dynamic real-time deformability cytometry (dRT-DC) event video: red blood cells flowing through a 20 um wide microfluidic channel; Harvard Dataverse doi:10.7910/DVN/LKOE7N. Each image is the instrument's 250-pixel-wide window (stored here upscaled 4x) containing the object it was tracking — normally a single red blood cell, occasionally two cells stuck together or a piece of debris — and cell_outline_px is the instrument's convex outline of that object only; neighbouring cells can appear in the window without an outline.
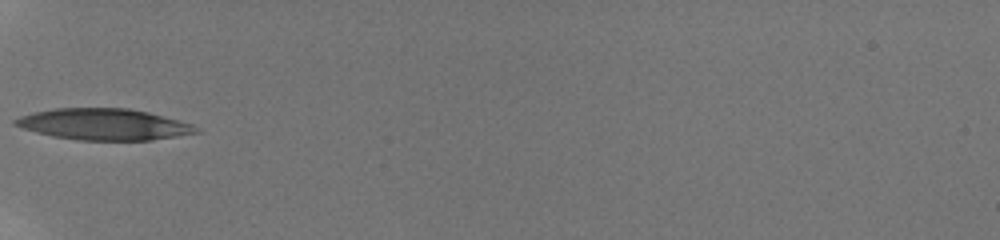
{"species": "human", "species_latin": "Homo sapiens", "temperature_condition": "room temperature", "stored_images_in_passage": 28, "camera_frame_rate_fps": 3000, "um_per_image_px": 0.085, "donor": {"sex": "male"}, "frame": {"image": 1, "passage_image": 1, "time_ms": 0.0, "image_size_px": [1000, 240], "cell_outline_px": [[200, 132], [152, 140], [80, 140], [52, 136], [36, 132], [12, 124], [12, 120], [20, 116], [32, 112], [56, 108], [128, 108], [148, 112], [192, 124], [200, 128]], "centroid_in_image_um": [8.81, 10.56], "position_along_channel_um": 76.2, "area_um2": 32.95}}
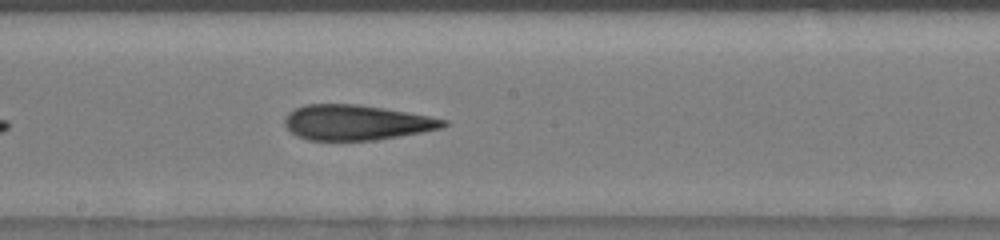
{"frame": {"image": 2, "passage_image": 8, "time_ms": 3.667, "image_size_px": [1000, 240], "cell_outline_px": [[448, 124], [444, 128], [400, 136], [376, 140], [308, 140], [296, 136], [284, 124], [284, 120], [288, 112], [304, 104], [356, 104], [384, 108], [428, 116], [448, 120]], "centroid_in_image_um": [30.29, 10.41], "position_along_channel_um": 217.9, "area_um2": 32.54}}
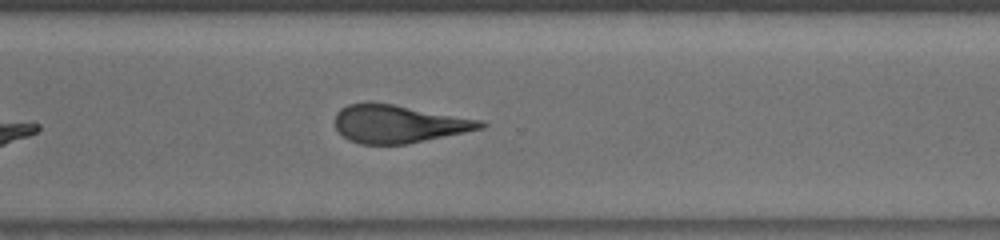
{"frame": {"image": 3, "passage_image": 16, "time_ms": 6.667, "image_size_px": [1000, 240], "cell_outline_px": [[488, 124], [484, 128], [404, 144], [360, 144], [348, 140], [336, 128], [336, 112], [340, 108], [348, 104], [392, 104], [484, 120]], "centroid_in_image_um": [33.91, 10.54], "position_along_channel_um": 336.7, "area_um2": 31.62}, "authors_computed_cell_mechanics": {"area_um2": 32.8304, "velocity_mm_per_s": 3.9723, "shape_relaxation_time_tau1_ms": 7.2676, "shape_relaxation_time_tau2_ms": 3.479, "deformation_change_tau1": 0.1869, "deformation_change_tau2": 0.1554}}